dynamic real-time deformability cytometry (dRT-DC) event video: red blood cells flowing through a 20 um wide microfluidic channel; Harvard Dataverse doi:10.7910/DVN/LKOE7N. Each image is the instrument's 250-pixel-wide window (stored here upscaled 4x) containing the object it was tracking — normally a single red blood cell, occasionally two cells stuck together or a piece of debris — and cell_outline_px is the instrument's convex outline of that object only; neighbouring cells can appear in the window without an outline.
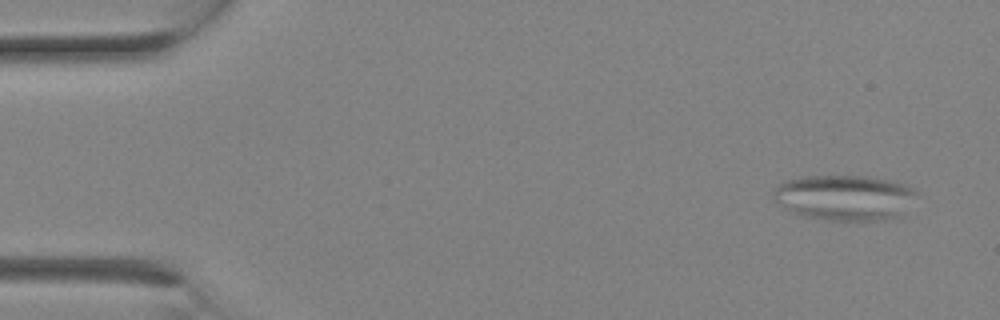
{"species": "Egyptian fruit bat (a non-hibernating species)", "species_latin": "Rousettus aegyptiacus", "temperature_condition": "room temperature", "stored_images_in_passage": 10, "camera_frame_rate_fps": 3000, "um_per_image_px": 0.085, "animal": {"sex": "female"}, "frame": {"image": 1, "passage_image": 1, "time_ms": 0.0, "image_size_px": [1000, 320], "cell_outline_px": [[916, 192], [900, 216], [880, 220], [828, 220], [808, 216], [792, 212], [784, 208], [772, 196], [772, 192], [784, 180], [804, 176], [868, 176], [888, 180], [904, 184], [912, 188]], "centroid_in_image_um": [71.74, 16.78], "position_along_channel_um": 13.3, "area_um2": 37.4}}
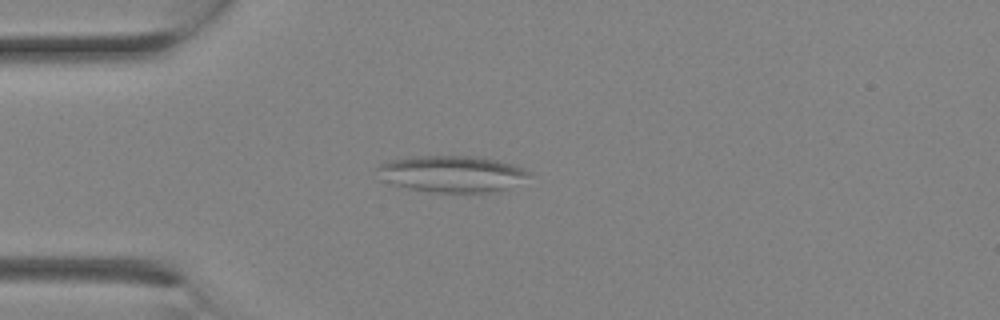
{"frame": {"image": 2, "passage_image": 6, "time_ms": 1.667, "image_size_px": [1000, 320], "cell_outline_px": [[532, 176], [504, 188], [488, 192], [432, 192], [408, 188], [380, 180], [376, 168], [380, 164], [388, 160], [416, 156], [480, 156], [512, 164], [524, 168], [532, 172]], "centroid_in_image_um": [38.37, 14.76], "position_along_channel_um": 46.6, "area_um2": 32.19}}